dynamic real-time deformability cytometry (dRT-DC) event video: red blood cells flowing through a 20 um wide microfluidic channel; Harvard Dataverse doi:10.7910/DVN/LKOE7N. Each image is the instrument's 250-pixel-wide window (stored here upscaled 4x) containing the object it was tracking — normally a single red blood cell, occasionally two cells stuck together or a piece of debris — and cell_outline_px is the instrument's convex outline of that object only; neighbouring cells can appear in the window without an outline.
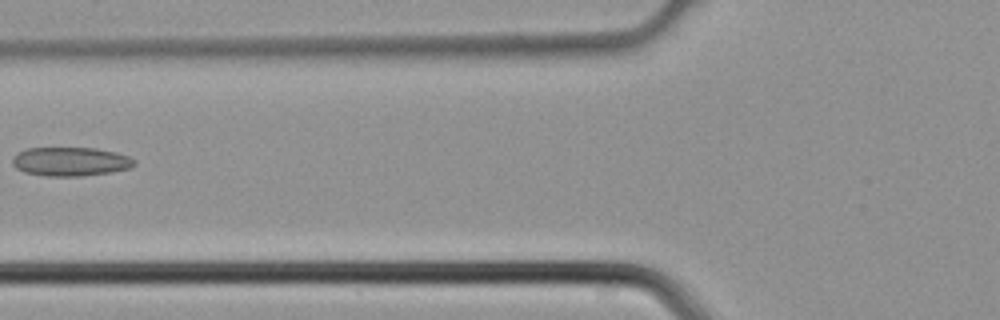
{"species": "common noctule bat (a hibernating species)", "species_latin": "Nyctalus noctula", "temperature_condition": "cold", "stored_images_in_passage": 5, "camera_frame_rate_fps": 3000, "um_per_image_px": 0.085, "animal": {"sex": "male", "body_mass_g": 21.5, "forearm_length_mm": 52.0}, "frame": {"image": 1, "passage_image": 5, "time_ms": 1.333, "image_size_px": [1000, 320], "cell_outline_px": [[136, 164], [132, 168], [112, 172], [80, 176], [44, 176], [24, 172], [16, 168], [12, 164], [12, 156], [16, 152], [28, 148], [96, 148], [116, 152], [128, 156], [136, 160]], "centroid_in_image_um": [5.99, 13.73], "position_along_channel_um": 119.8, "area_um2": 20.81}}